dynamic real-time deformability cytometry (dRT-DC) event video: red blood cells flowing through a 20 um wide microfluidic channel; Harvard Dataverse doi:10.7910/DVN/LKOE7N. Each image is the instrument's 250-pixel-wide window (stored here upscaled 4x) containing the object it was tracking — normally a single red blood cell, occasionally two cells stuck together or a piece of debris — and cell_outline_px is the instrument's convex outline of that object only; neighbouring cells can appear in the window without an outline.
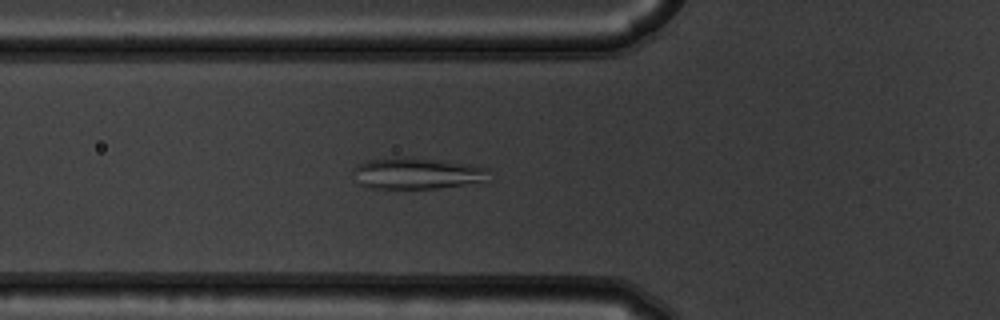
{"species": "common noctule bat (a hibernating species)", "species_latin": "Nyctalus noctula", "temperature_condition": "warm", "stored_images_in_passage": 53, "camera_frame_rate_fps": 3000, "um_per_image_px": 0.085, "animal": {"sex": "male", "body_mass_g": 19.5, "forearm_length_mm": 54.6}, "frame": {"image": 1, "passage_image": 19, "time_ms": 6.0, "image_size_px": [1000, 320], "cell_outline_px": [[492, 168], [484, 180], [464, 184], [440, 188], [372, 188], [360, 184], [356, 168], [356, 164], [368, 160], [400, 156], [408, 156], [444, 160], [472, 164]], "centroid_in_image_um": [35.52, 14.7], "position_along_channel_um": 90.3, "area_um2": 24.74}}
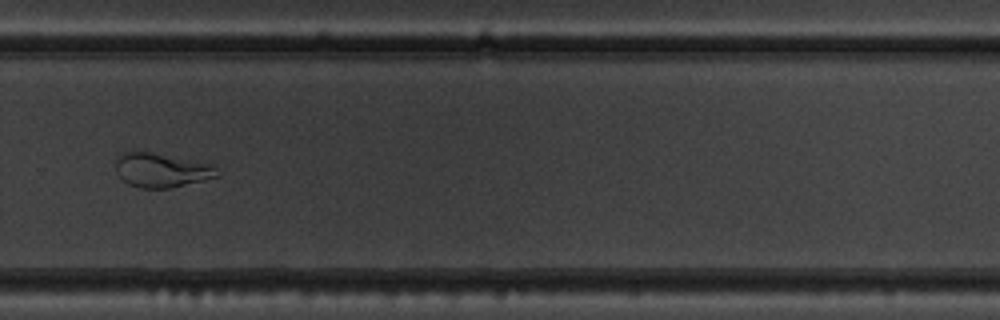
{"frame": {"image": 2, "passage_image": 37, "time_ms": 12.0, "image_size_px": [1000, 320], "cell_outline_px": [[220, 176], [204, 180], [168, 188], [140, 188], [128, 184], [116, 172], [116, 160], [124, 152], [152, 152], [212, 164], [220, 172]], "centroid_in_image_um": [13.75, 14.47], "position_along_channel_um": 316.0, "area_um2": 20.06}}
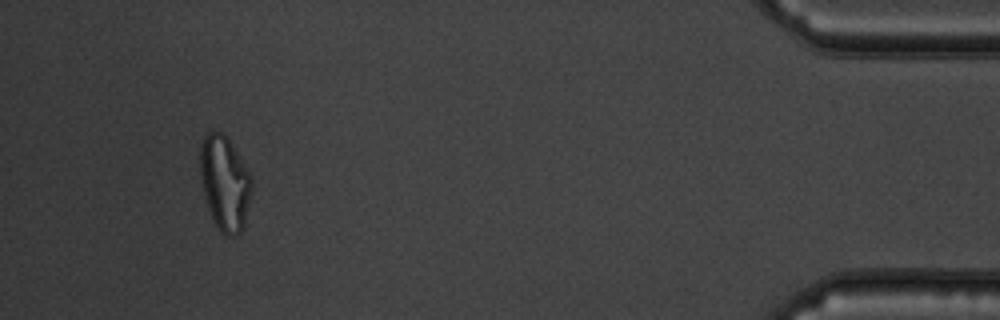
{"frame": {"image": 3, "passage_image": 50, "time_ms": 16.333, "image_size_px": [1000, 320], "cell_outline_px": [[252, 192], [244, 228], [236, 236], [224, 236], [220, 232], [212, 220], [208, 208], [200, 176], [200, 144], [204, 136], [208, 132], [220, 132], [228, 140], [252, 176]], "centroid_in_image_um": [19.11, 15.63], "position_along_channel_um": 416.1, "area_um2": 28.5}, "authors_computed_cell_mechanics": {"area_um2": 26.877, "velocity_mm_per_s": 3.7639, "shape_relaxation_time_tau1_ms": null, "shape_relaxation_time_tau2_ms": 0.9448, "deformation_change_tau1": null, "deformation_change_tau2": 0.0665}}